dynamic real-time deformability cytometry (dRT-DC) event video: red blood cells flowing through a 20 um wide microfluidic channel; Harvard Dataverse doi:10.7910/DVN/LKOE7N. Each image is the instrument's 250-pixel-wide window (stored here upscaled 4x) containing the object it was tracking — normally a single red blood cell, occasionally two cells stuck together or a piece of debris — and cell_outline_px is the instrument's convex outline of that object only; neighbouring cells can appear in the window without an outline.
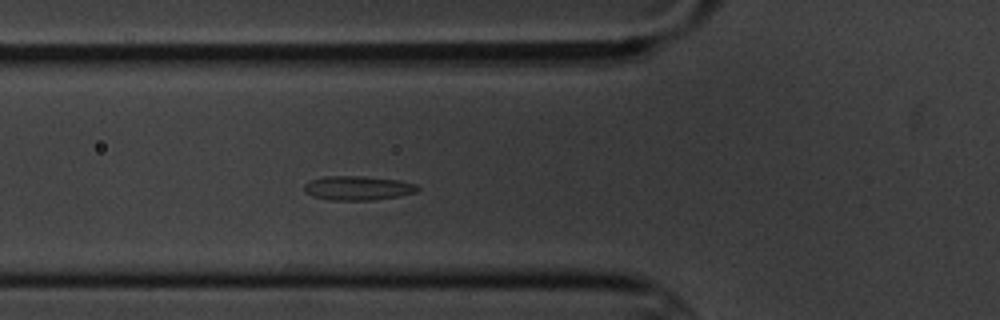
{"species": "common noctule bat (a hibernating species)", "species_latin": "Nyctalus noctula", "temperature_condition": "cold", "stored_images_in_passage": 2, "camera_frame_rate_fps": 3000, "um_per_image_px": 0.085, "animal": {"sex": "male", "body_mass_g": 20.1, "forearm_length_mm": 53.5}, "frame": {"image": 1, "passage_image": 2, "time_ms": 1.0, "image_size_px": [1000, 320], "cell_outline_px": [[420, 188], [416, 192], [400, 196], [372, 200], [328, 200], [312, 196], [304, 192], [304, 184], [312, 180], [324, 176], [364, 176], [396, 180], [416, 184]], "centroid_in_image_um": [30.4, 15.99], "position_along_channel_um": 95.4, "area_um2": 16.01}}